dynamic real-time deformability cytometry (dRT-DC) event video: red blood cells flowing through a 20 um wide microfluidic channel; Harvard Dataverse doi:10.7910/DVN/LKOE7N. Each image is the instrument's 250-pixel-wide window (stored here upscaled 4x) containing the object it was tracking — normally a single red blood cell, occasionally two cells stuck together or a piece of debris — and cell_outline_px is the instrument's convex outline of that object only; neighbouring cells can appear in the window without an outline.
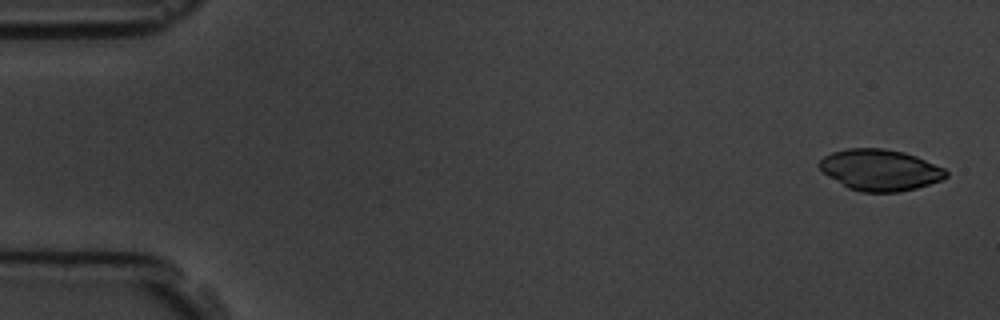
{"species": "common noctule bat (a hibernating species)", "species_latin": "Nyctalus noctula", "temperature_condition": "room temperature", "stored_images_in_passage": 5, "camera_frame_rate_fps": 3000, "um_per_image_px": 0.085, "animal": {"sex": "male", "body_mass_g": 19.5, "forearm_length_mm": 54.6}, "frame": {"image": 1, "passage_image": 1, "time_ms": 0.0, "image_size_px": [1000, 320], "cell_outline_px": [[948, 176], [940, 180], [916, 188], [900, 192], [860, 192], [848, 188], [828, 176], [816, 164], [824, 156], [832, 152], [848, 148], [884, 148], [904, 152], [916, 156], [944, 168], [948, 172]], "centroid_in_image_um": [74.79, 14.44], "position_along_channel_um": 10.2, "area_um2": 30.46}}